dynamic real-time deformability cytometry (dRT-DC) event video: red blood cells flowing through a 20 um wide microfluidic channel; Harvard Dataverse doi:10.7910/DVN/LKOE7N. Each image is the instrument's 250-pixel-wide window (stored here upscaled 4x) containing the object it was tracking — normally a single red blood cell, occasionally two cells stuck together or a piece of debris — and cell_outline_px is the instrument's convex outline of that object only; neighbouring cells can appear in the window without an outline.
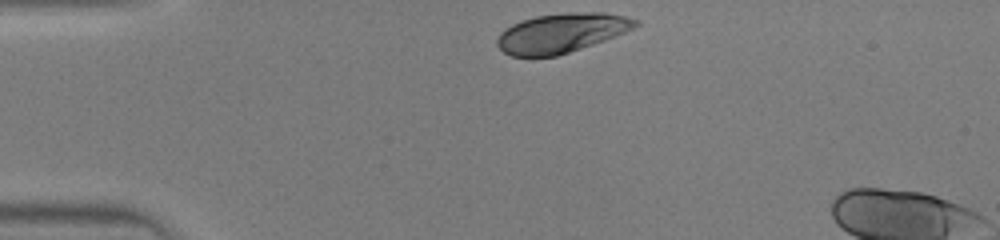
{"species": "human", "species_latin": "Homo sapiens", "temperature_condition": "warm", "stored_images_in_passage": 6, "camera_frame_rate_fps": 3000, "um_per_image_px": 0.085, "donor": {"sex": "male"}, "frame": {"image": 1, "passage_image": 1, "time_ms": 0.0, "image_size_px": [1000, 240], "cell_outline_px": [[640, 24], [624, 32], [604, 40], [556, 56], [512, 56], [504, 52], [496, 44], [496, 40], [500, 32], [504, 28], [512, 24], [536, 16], [564, 12], [604, 12], [624, 16], [640, 20]], "centroid_in_image_um": [47.7, 2.78], "position_along_channel_um": 37.3, "area_um2": 31.5}}